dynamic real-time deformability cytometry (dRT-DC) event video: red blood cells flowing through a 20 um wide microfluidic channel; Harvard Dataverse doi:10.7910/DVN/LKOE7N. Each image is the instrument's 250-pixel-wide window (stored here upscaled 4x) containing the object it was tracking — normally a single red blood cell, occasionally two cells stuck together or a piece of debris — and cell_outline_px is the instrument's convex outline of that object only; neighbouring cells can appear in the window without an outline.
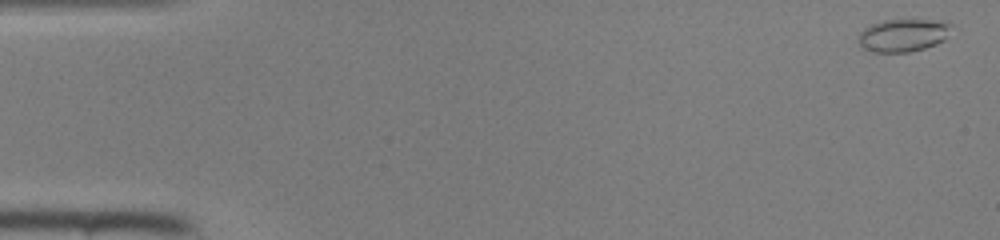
{"species": "common noctule bat (a hibernating species)", "species_latin": "Nyctalus noctula", "temperature_condition": "room temperature", "stored_images_in_passage": 46, "camera_frame_rate_fps": 3000, "um_per_image_px": 0.085, "animal": {"sex": "female", "body_mass_g": 22.0, "forearm_length_mm": 56.7}, "frame": {"image": 1, "passage_image": 1, "time_ms": 0.0, "image_size_px": [1000, 240], "cell_outline_px": [[952, 24], [944, 40], [936, 44], [924, 48], [908, 52], [872, 52], [860, 48], [860, 32], [864, 28], [872, 24], [884, 20], [944, 20]], "centroid_in_image_um": [76.76, 3.0], "position_along_channel_um": 8.2, "area_um2": 17.69}}
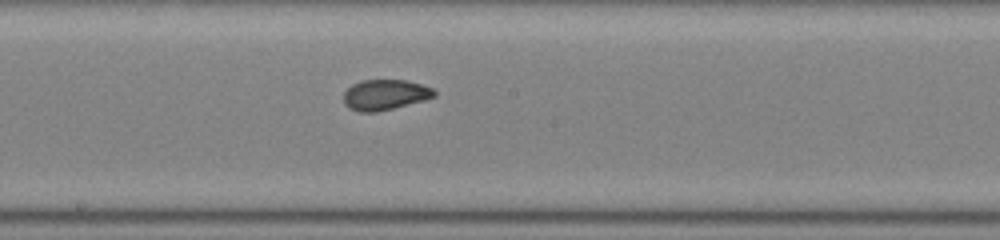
{"frame": {"image": 2, "passage_image": 25, "time_ms": 8.0, "image_size_px": [1000, 240], "cell_outline_px": [[436, 96], [424, 100], [376, 112], [360, 112], [348, 108], [344, 104], [344, 92], [352, 84], [360, 80], [408, 80], [432, 88], [436, 92]], "centroid_in_image_um": [32.7, 8.05], "position_along_channel_um": 215.5, "area_um2": 16.07}}
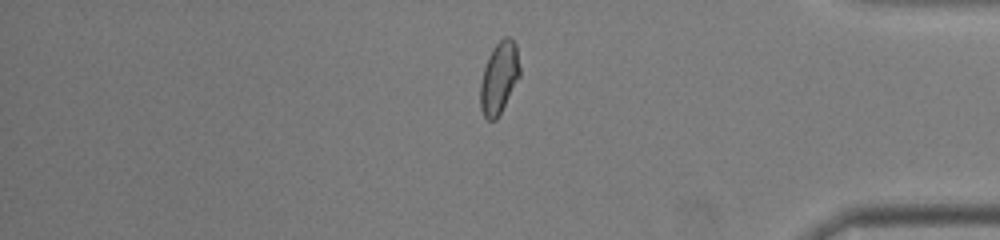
{"frame": {"image": 3, "passage_image": 39, "time_ms": 12.667, "image_size_px": [1000, 240], "cell_outline_px": [[520, 76], [496, 120], [488, 120], [484, 116], [480, 108], [480, 84], [484, 68], [488, 56], [492, 48], [504, 36], [508, 36], [516, 44], [520, 68]], "centroid_in_image_um": [42.42, 6.6], "position_along_channel_um": 392.8, "area_um2": 16.47}}